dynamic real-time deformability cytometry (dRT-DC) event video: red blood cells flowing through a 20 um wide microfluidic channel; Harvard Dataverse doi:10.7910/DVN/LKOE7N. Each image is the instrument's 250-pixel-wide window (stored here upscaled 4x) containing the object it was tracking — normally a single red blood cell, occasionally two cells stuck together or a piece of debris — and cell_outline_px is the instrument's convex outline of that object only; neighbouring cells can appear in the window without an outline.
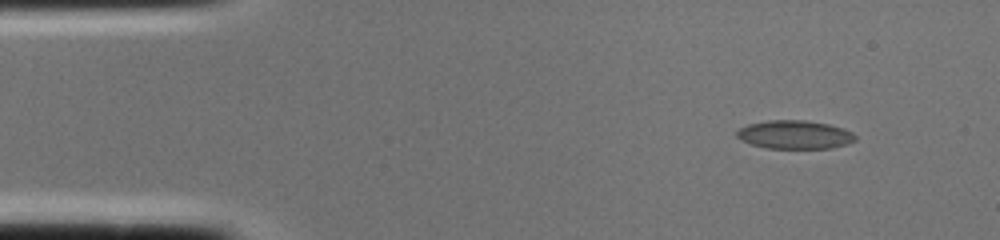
{"species": "common noctule bat (a hibernating species)", "species_latin": "Nyctalus noctula", "temperature_condition": "cold", "stored_images_in_passage": 2, "segment_of_instrument_passage": [2, 2], "camera_frame_rate_fps": 3000, "um_per_image_px": 0.085, "animal": {"sex": "female", "body_mass_g": 22.0, "forearm_length_mm": 56.7}, "frame": {"image": 1, "passage_image": 2, "time_ms": 0.333, "image_size_px": [1000, 240], "cell_outline_px": [[856, 140], [848, 144], [832, 148], [768, 148], [752, 144], [740, 140], [736, 136], [736, 132], [740, 128], [748, 124], [768, 120], [804, 120], [828, 124], [844, 128], [852, 132], [856, 136]], "centroid_in_image_um": [67.57, 11.44], "position_along_channel_um": 17.4, "area_um2": 19.71}}